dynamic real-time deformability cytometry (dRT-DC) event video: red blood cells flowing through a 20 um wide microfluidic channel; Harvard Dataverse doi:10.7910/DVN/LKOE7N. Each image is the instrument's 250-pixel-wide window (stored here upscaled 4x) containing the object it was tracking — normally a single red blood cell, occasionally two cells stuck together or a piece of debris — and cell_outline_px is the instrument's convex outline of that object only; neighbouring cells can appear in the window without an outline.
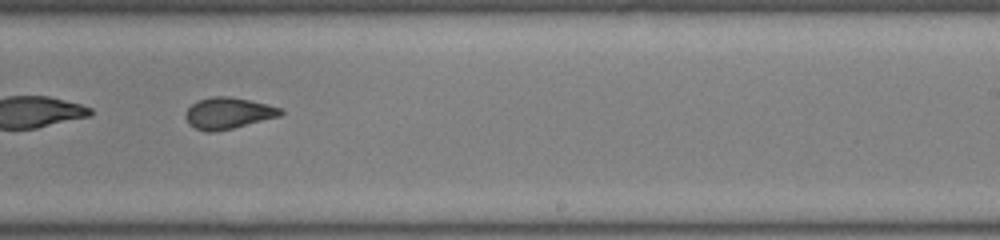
{"species": "common noctule bat (a hibernating species)", "species_latin": "Nyctalus noctula", "temperature_condition": "room temperature", "stored_images_in_passage": 35, "camera_frame_rate_fps": 3000, "um_per_image_px": 0.085, "animal": {"sex": "male", "body_mass_g": 19.0, "forearm_length_mm": 50.8}, "frame": {"image": 1, "passage_image": 16, "time_ms": 5.0, "image_size_px": [1000, 240], "cell_outline_px": [[284, 112], [280, 116], [216, 132], [204, 132], [188, 124], [184, 116], [184, 112], [192, 104], [200, 100], [212, 96], [228, 96], [268, 104], [280, 108]], "centroid_in_image_um": [19.36, 9.63], "position_along_channel_um": 269.6, "area_um2": 17.34}, "authors_computed_cell_mechanics": {"area_um2": 17.8024, "velocity_mm_per_s": 4.0883, "shape_relaxation_time_tau1_ms": 9.0563, "shape_relaxation_time_tau2_ms": 1.6234, "deformation_change_tau1": 0.1855, "deformation_change_tau2": 0.0837}}